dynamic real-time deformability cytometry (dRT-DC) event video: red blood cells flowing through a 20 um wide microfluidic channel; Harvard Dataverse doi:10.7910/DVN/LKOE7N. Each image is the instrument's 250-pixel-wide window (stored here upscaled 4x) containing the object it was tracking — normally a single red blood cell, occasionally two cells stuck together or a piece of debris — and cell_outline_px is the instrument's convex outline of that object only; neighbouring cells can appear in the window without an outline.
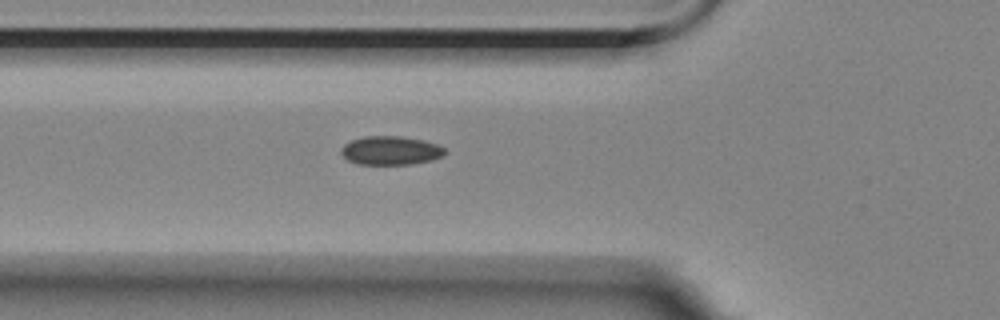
{"species": "Egyptian fruit bat (a non-hibernating species)", "species_latin": "Rousettus aegyptiacus", "temperature_condition": "room temperature", "stored_images_in_passage": 3, "camera_frame_rate_fps": 3000, "um_per_image_px": 0.085, "animal": {"sex": "female"}, "frame": {"image": 1, "passage_image": 3, "time_ms": 2.333, "image_size_px": [1000, 320], "cell_outline_px": [[444, 156], [432, 160], [412, 164], [356, 164], [348, 160], [340, 152], [340, 148], [344, 144], [352, 140], [364, 136], [400, 136], [424, 140], [436, 144], [444, 148]], "centroid_in_image_um": [33.19, 12.79], "position_along_channel_um": 92.6, "area_um2": 17.4}}